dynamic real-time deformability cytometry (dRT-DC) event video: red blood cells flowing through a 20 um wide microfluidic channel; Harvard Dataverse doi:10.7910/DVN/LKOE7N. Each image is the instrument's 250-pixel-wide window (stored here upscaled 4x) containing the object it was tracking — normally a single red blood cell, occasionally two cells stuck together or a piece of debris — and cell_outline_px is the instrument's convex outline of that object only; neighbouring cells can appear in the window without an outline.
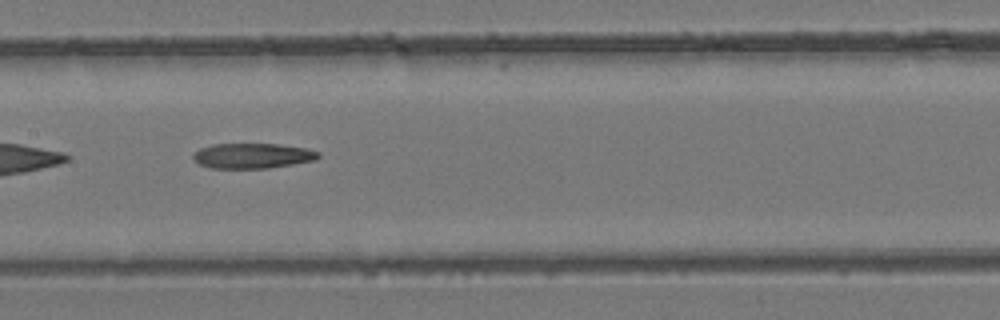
{"species": "common noctule bat (a hibernating species)", "species_latin": "Nyctalus noctula", "temperature_condition": "room temperature", "stored_images_in_passage": 31, "camera_frame_rate_fps": 3000, "um_per_image_px": 0.085, "animal": {"sex": "female", "body_mass_g": 24.6, "forearm_length_mm": 56.2}, "frame": {"image": 1, "passage_image": 24, "time_ms": 7.667, "image_size_px": [1000, 320], "cell_outline_px": [[320, 156], [316, 160], [268, 168], [212, 168], [200, 164], [192, 156], [200, 148], [212, 144], [276, 144], [304, 148], [320, 152]], "centroid_in_image_um": [21.48, 13.24], "position_along_channel_um": 185.9, "area_um2": 18.15}}